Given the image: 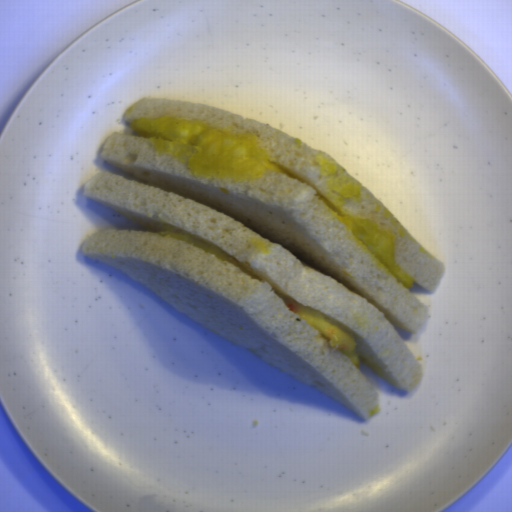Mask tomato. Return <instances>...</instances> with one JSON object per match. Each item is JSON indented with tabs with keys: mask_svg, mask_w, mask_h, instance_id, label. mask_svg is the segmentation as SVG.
Wrapping results in <instances>:
<instances>
[{
	"mask_svg": "<svg viewBox=\"0 0 512 512\" xmlns=\"http://www.w3.org/2000/svg\"><path fill=\"white\" fill-rule=\"evenodd\" d=\"M286 304L291 311L297 312L298 307L295 303H293L292 301H288Z\"/></svg>",
	"mask_w": 512,
	"mask_h": 512,
	"instance_id": "obj_1",
	"label": "tomato"
}]
</instances>
